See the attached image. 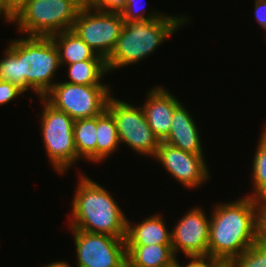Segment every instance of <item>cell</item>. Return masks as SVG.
I'll return each mask as SVG.
<instances>
[{
	"label": "cell",
	"instance_id": "1",
	"mask_svg": "<svg viewBox=\"0 0 266 267\" xmlns=\"http://www.w3.org/2000/svg\"><path fill=\"white\" fill-rule=\"evenodd\" d=\"M208 258L227 264L259 241L258 200L249 196L213 205Z\"/></svg>",
	"mask_w": 266,
	"mask_h": 267
},
{
	"label": "cell",
	"instance_id": "2",
	"mask_svg": "<svg viewBox=\"0 0 266 267\" xmlns=\"http://www.w3.org/2000/svg\"><path fill=\"white\" fill-rule=\"evenodd\" d=\"M80 174L72 197L70 229L126 238L128 219L118 202L106 188Z\"/></svg>",
	"mask_w": 266,
	"mask_h": 267
},
{
	"label": "cell",
	"instance_id": "3",
	"mask_svg": "<svg viewBox=\"0 0 266 267\" xmlns=\"http://www.w3.org/2000/svg\"><path fill=\"white\" fill-rule=\"evenodd\" d=\"M188 21L190 22V18L186 15L165 14L155 20L124 22L116 46L106 60L108 72L137 64L155 53L158 46Z\"/></svg>",
	"mask_w": 266,
	"mask_h": 267
},
{
	"label": "cell",
	"instance_id": "4",
	"mask_svg": "<svg viewBox=\"0 0 266 267\" xmlns=\"http://www.w3.org/2000/svg\"><path fill=\"white\" fill-rule=\"evenodd\" d=\"M84 5L81 0H28L11 23L25 36L51 37L72 29Z\"/></svg>",
	"mask_w": 266,
	"mask_h": 267
},
{
	"label": "cell",
	"instance_id": "5",
	"mask_svg": "<svg viewBox=\"0 0 266 267\" xmlns=\"http://www.w3.org/2000/svg\"><path fill=\"white\" fill-rule=\"evenodd\" d=\"M59 52L51 37L19 38V69L21 90L35 92L43 97L56 83L60 69Z\"/></svg>",
	"mask_w": 266,
	"mask_h": 267
},
{
	"label": "cell",
	"instance_id": "6",
	"mask_svg": "<svg viewBox=\"0 0 266 267\" xmlns=\"http://www.w3.org/2000/svg\"><path fill=\"white\" fill-rule=\"evenodd\" d=\"M40 100L44 105L39 118L45 151L53 169L62 175L78 161L73 133L74 120L44 97H40Z\"/></svg>",
	"mask_w": 266,
	"mask_h": 267
},
{
	"label": "cell",
	"instance_id": "7",
	"mask_svg": "<svg viewBox=\"0 0 266 267\" xmlns=\"http://www.w3.org/2000/svg\"><path fill=\"white\" fill-rule=\"evenodd\" d=\"M110 85H80L56 82L43 96L55 108L74 121L100 115L111 96Z\"/></svg>",
	"mask_w": 266,
	"mask_h": 267
},
{
	"label": "cell",
	"instance_id": "8",
	"mask_svg": "<svg viewBox=\"0 0 266 267\" xmlns=\"http://www.w3.org/2000/svg\"><path fill=\"white\" fill-rule=\"evenodd\" d=\"M133 105L111 95L106 109L115 119L120 143L130 147L134 153L154 158L161 141L148 125L142 107Z\"/></svg>",
	"mask_w": 266,
	"mask_h": 267
},
{
	"label": "cell",
	"instance_id": "9",
	"mask_svg": "<svg viewBox=\"0 0 266 267\" xmlns=\"http://www.w3.org/2000/svg\"><path fill=\"white\" fill-rule=\"evenodd\" d=\"M124 25L120 13L102 12L84 5L72 30L105 61L114 50Z\"/></svg>",
	"mask_w": 266,
	"mask_h": 267
},
{
	"label": "cell",
	"instance_id": "10",
	"mask_svg": "<svg viewBox=\"0 0 266 267\" xmlns=\"http://www.w3.org/2000/svg\"><path fill=\"white\" fill-rule=\"evenodd\" d=\"M69 230L74 236L77 267H121L127 262L125 238Z\"/></svg>",
	"mask_w": 266,
	"mask_h": 267
},
{
	"label": "cell",
	"instance_id": "11",
	"mask_svg": "<svg viewBox=\"0 0 266 267\" xmlns=\"http://www.w3.org/2000/svg\"><path fill=\"white\" fill-rule=\"evenodd\" d=\"M153 159L185 188L197 189L210 178L204 155L183 151L164 141L160 142Z\"/></svg>",
	"mask_w": 266,
	"mask_h": 267
},
{
	"label": "cell",
	"instance_id": "12",
	"mask_svg": "<svg viewBox=\"0 0 266 267\" xmlns=\"http://www.w3.org/2000/svg\"><path fill=\"white\" fill-rule=\"evenodd\" d=\"M202 208H190L171 231L172 251L185 257H208L210 218Z\"/></svg>",
	"mask_w": 266,
	"mask_h": 267
},
{
	"label": "cell",
	"instance_id": "13",
	"mask_svg": "<svg viewBox=\"0 0 266 267\" xmlns=\"http://www.w3.org/2000/svg\"><path fill=\"white\" fill-rule=\"evenodd\" d=\"M146 95L147 99L141 107L147 123L155 136L164 141L171 129L172 114L181 103L171 91L162 86L150 89Z\"/></svg>",
	"mask_w": 266,
	"mask_h": 267
},
{
	"label": "cell",
	"instance_id": "14",
	"mask_svg": "<svg viewBox=\"0 0 266 267\" xmlns=\"http://www.w3.org/2000/svg\"><path fill=\"white\" fill-rule=\"evenodd\" d=\"M171 129L164 142L198 155H204L196 122L181 103L172 114Z\"/></svg>",
	"mask_w": 266,
	"mask_h": 267
},
{
	"label": "cell",
	"instance_id": "15",
	"mask_svg": "<svg viewBox=\"0 0 266 267\" xmlns=\"http://www.w3.org/2000/svg\"><path fill=\"white\" fill-rule=\"evenodd\" d=\"M162 217L150 215L136 225L127 220L126 246L172 245L171 231Z\"/></svg>",
	"mask_w": 266,
	"mask_h": 267
},
{
	"label": "cell",
	"instance_id": "16",
	"mask_svg": "<svg viewBox=\"0 0 266 267\" xmlns=\"http://www.w3.org/2000/svg\"><path fill=\"white\" fill-rule=\"evenodd\" d=\"M59 52L60 66L85 60H104L72 29L51 36Z\"/></svg>",
	"mask_w": 266,
	"mask_h": 267
},
{
	"label": "cell",
	"instance_id": "17",
	"mask_svg": "<svg viewBox=\"0 0 266 267\" xmlns=\"http://www.w3.org/2000/svg\"><path fill=\"white\" fill-rule=\"evenodd\" d=\"M127 262L132 267H172V245L126 246Z\"/></svg>",
	"mask_w": 266,
	"mask_h": 267
},
{
	"label": "cell",
	"instance_id": "18",
	"mask_svg": "<svg viewBox=\"0 0 266 267\" xmlns=\"http://www.w3.org/2000/svg\"><path fill=\"white\" fill-rule=\"evenodd\" d=\"M96 141V163L106 160L121 144L115 119L107 109L97 116Z\"/></svg>",
	"mask_w": 266,
	"mask_h": 267
},
{
	"label": "cell",
	"instance_id": "19",
	"mask_svg": "<svg viewBox=\"0 0 266 267\" xmlns=\"http://www.w3.org/2000/svg\"><path fill=\"white\" fill-rule=\"evenodd\" d=\"M73 133L78 161L96 163L97 116L75 120Z\"/></svg>",
	"mask_w": 266,
	"mask_h": 267
},
{
	"label": "cell",
	"instance_id": "20",
	"mask_svg": "<svg viewBox=\"0 0 266 267\" xmlns=\"http://www.w3.org/2000/svg\"><path fill=\"white\" fill-rule=\"evenodd\" d=\"M68 82L80 85H108L101 83L108 73L105 60H85L68 64Z\"/></svg>",
	"mask_w": 266,
	"mask_h": 267
},
{
	"label": "cell",
	"instance_id": "21",
	"mask_svg": "<svg viewBox=\"0 0 266 267\" xmlns=\"http://www.w3.org/2000/svg\"><path fill=\"white\" fill-rule=\"evenodd\" d=\"M252 160V193L246 196L260 200L266 197V123L258 139Z\"/></svg>",
	"mask_w": 266,
	"mask_h": 267
},
{
	"label": "cell",
	"instance_id": "22",
	"mask_svg": "<svg viewBox=\"0 0 266 267\" xmlns=\"http://www.w3.org/2000/svg\"><path fill=\"white\" fill-rule=\"evenodd\" d=\"M0 59V80L8 81L21 89L19 69V39L10 40Z\"/></svg>",
	"mask_w": 266,
	"mask_h": 267
},
{
	"label": "cell",
	"instance_id": "23",
	"mask_svg": "<svg viewBox=\"0 0 266 267\" xmlns=\"http://www.w3.org/2000/svg\"><path fill=\"white\" fill-rule=\"evenodd\" d=\"M226 265L228 267H266V241L259 240Z\"/></svg>",
	"mask_w": 266,
	"mask_h": 267
},
{
	"label": "cell",
	"instance_id": "24",
	"mask_svg": "<svg viewBox=\"0 0 266 267\" xmlns=\"http://www.w3.org/2000/svg\"><path fill=\"white\" fill-rule=\"evenodd\" d=\"M138 2H141L140 0H127L125 7L123 11L120 13L122 15V18L124 22H137V21H145V20H155L163 17L165 14L158 13V11L151 10L152 13L146 12V9L144 7L138 8ZM142 5V4H139ZM145 6V5H142Z\"/></svg>",
	"mask_w": 266,
	"mask_h": 267
},
{
	"label": "cell",
	"instance_id": "25",
	"mask_svg": "<svg viewBox=\"0 0 266 267\" xmlns=\"http://www.w3.org/2000/svg\"><path fill=\"white\" fill-rule=\"evenodd\" d=\"M127 0H93L89 5L98 11L121 13Z\"/></svg>",
	"mask_w": 266,
	"mask_h": 267
},
{
	"label": "cell",
	"instance_id": "26",
	"mask_svg": "<svg viewBox=\"0 0 266 267\" xmlns=\"http://www.w3.org/2000/svg\"><path fill=\"white\" fill-rule=\"evenodd\" d=\"M24 92L16 85L0 80V105L10 103L17 96H23Z\"/></svg>",
	"mask_w": 266,
	"mask_h": 267
},
{
	"label": "cell",
	"instance_id": "27",
	"mask_svg": "<svg viewBox=\"0 0 266 267\" xmlns=\"http://www.w3.org/2000/svg\"><path fill=\"white\" fill-rule=\"evenodd\" d=\"M189 262L181 265L175 257L172 267H215L217 263L208 257H189Z\"/></svg>",
	"mask_w": 266,
	"mask_h": 267
},
{
	"label": "cell",
	"instance_id": "28",
	"mask_svg": "<svg viewBox=\"0 0 266 267\" xmlns=\"http://www.w3.org/2000/svg\"><path fill=\"white\" fill-rule=\"evenodd\" d=\"M259 206V240L266 241V197L258 200Z\"/></svg>",
	"mask_w": 266,
	"mask_h": 267
},
{
	"label": "cell",
	"instance_id": "29",
	"mask_svg": "<svg viewBox=\"0 0 266 267\" xmlns=\"http://www.w3.org/2000/svg\"><path fill=\"white\" fill-rule=\"evenodd\" d=\"M255 18L260 27L266 31V0H254Z\"/></svg>",
	"mask_w": 266,
	"mask_h": 267
},
{
	"label": "cell",
	"instance_id": "30",
	"mask_svg": "<svg viewBox=\"0 0 266 267\" xmlns=\"http://www.w3.org/2000/svg\"><path fill=\"white\" fill-rule=\"evenodd\" d=\"M28 0H3L6 10L14 16Z\"/></svg>",
	"mask_w": 266,
	"mask_h": 267
},
{
	"label": "cell",
	"instance_id": "31",
	"mask_svg": "<svg viewBox=\"0 0 266 267\" xmlns=\"http://www.w3.org/2000/svg\"><path fill=\"white\" fill-rule=\"evenodd\" d=\"M4 16V20L8 23H11L13 16L6 10L3 0H0V17Z\"/></svg>",
	"mask_w": 266,
	"mask_h": 267
},
{
	"label": "cell",
	"instance_id": "32",
	"mask_svg": "<svg viewBox=\"0 0 266 267\" xmlns=\"http://www.w3.org/2000/svg\"><path fill=\"white\" fill-rule=\"evenodd\" d=\"M42 267H71V265L67 263L66 261L60 260V261L51 262L50 264H47Z\"/></svg>",
	"mask_w": 266,
	"mask_h": 267
},
{
	"label": "cell",
	"instance_id": "33",
	"mask_svg": "<svg viewBox=\"0 0 266 267\" xmlns=\"http://www.w3.org/2000/svg\"><path fill=\"white\" fill-rule=\"evenodd\" d=\"M85 5H89L93 0H81Z\"/></svg>",
	"mask_w": 266,
	"mask_h": 267
},
{
	"label": "cell",
	"instance_id": "34",
	"mask_svg": "<svg viewBox=\"0 0 266 267\" xmlns=\"http://www.w3.org/2000/svg\"><path fill=\"white\" fill-rule=\"evenodd\" d=\"M121 267H132V266L128 262H126Z\"/></svg>",
	"mask_w": 266,
	"mask_h": 267
},
{
	"label": "cell",
	"instance_id": "35",
	"mask_svg": "<svg viewBox=\"0 0 266 267\" xmlns=\"http://www.w3.org/2000/svg\"><path fill=\"white\" fill-rule=\"evenodd\" d=\"M215 267H228L226 264H217Z\"/></svg>",
	"mask_w": 266,
	"mask_h": 267
}]
</instances>
